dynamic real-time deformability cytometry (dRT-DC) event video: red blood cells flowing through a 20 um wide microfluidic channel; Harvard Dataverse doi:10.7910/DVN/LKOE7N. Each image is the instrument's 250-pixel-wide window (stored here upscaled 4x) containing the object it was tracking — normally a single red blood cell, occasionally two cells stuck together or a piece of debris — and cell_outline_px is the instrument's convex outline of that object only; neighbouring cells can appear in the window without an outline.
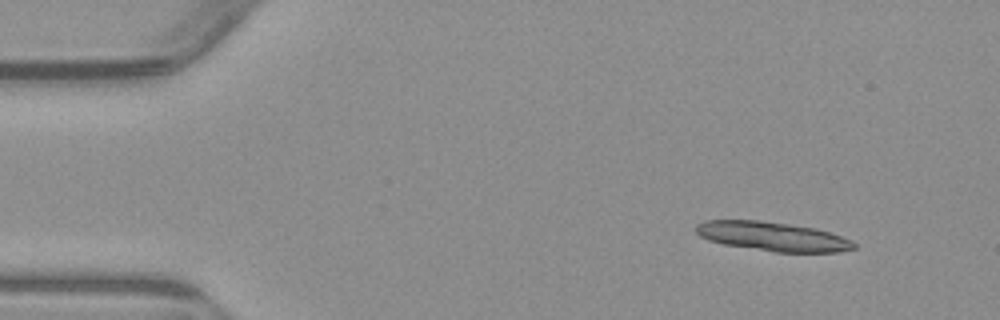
{"species": "common noctule bat (a hibernating species)", "species_latin": "Nyctalus noctula", "temperature_condition": "warm", "stored_images_in_passage": 4, "camera_frame_rate_fps": 3000, "um_per_image_px": 0.085, "animal": {"sex": "male", "body_mass_g": 23.1, "forearm_length_mm": 52.7}, "frame": {"image": 1, "passage_image": 1, "time_ms": 0.0, "image_size_px": [1000, 320], "cell_outline_px": [[856, 248], [840, 252], [776, 252], [724, 244], [708, 240], [700, 236], [696, 232], [696, 224], [704, 220], [760, 220], [816, 228], [852, 240], [856, 244]], "centroid_in_image_um": [65.67, 20.09], "position_along_channel_um": 19.3, "area_um2": 26.76}}